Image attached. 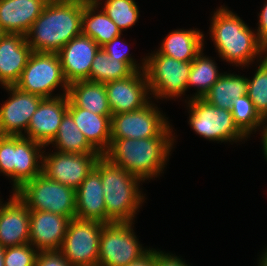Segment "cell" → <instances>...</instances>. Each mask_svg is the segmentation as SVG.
Masks as SVG:
<instances>
[{
  "instance_id": "9a60e30c",
  "label": "cell",
  "mask_w": 267,
  "mask_h": 266,
  "mask_svg": "<svg viewBox=\"0 0 267 266\" xmlns=\"http://www.w3.org/2000/svg\"><path fill=\"white\" fill-rule=\"evenodd\" d=\"M108 104L113 114L138 110L151 99L149 85L144 70L131 76L105 83Z\"/></svg>"
},
{
  "instance_id": "1f68e13d",
  "label": "cell",
  "mask_w": 267,
  "mask_h": 266,
  "mask_svg": "<svg viewBox=\"0 0 267 266\" xmlns=\"http://www.w3.org/2000/svg\"><path fill=\"white\" fill-rule=\"evenodd\" d=\"M231 113L237 127L247 136L256 132L263 118L256 111L254 103L247 94L232 101Z\"/></svg>"
},
{
  "instance_id": "f35d334b",
  "label": "cell",
  "mask_w": 267,
  "mask_h": 266,
  "mask_svg": "<svg viewBox=\"0 0 267 266\" xmlns=\"http://www.w3.org/2000/svg\"><path fill=\"white\" fill-rule=\"evenodd\" d=\"M125 266H155V249L151 248L144 256L137 261Z\"/></svg>"
},
{
  "instance_id": "8fae6325",
  "label": "cell",
  "mask_w": 267,
  "mask_h": 266,
  "mask_svg": "<svg viewBox=\"0 0 267 266\" xmlns=\"http://www.w3.org/2000/svg\"><path fill=\"white\" fill-rule=\"evenodd\" d=\"M133 224L112 222L103 225L98 266H125L150 250L141 246L132 228Z\"/></svg>"
},
{
  "instance_id": "603a6c76",
  "label": "cell",
  "mask_w": 267,
  "mask_h": 266,
  "mask_svg": "<svg viewBox=\"0 0 267 266\" xmlns=\"http://www.w3.org/2000/svg\"><path fill=\"white\" fill-rule=\"evenodd\" d=\"M68 113L75 124L84 134L88 143L103 155L111 142V116L98 115L93 112L74 106L68 100Z\"/></svg>"
},
{
  "instance_id": "8d00e7d4",
  "label": "cell",
  "mask_w": 267,
  "mask_h": 266,
  "mask_svg": "<svg viewBox=\"0 0 267 266\" xmlns=\"http://www.w3.org/2000/svg\"><path fill=\"white\" fill-rule=\"evenodd\" d=\"M155 266H190L179 256L155 249Z\"/></svg>"
},
{
  "instance_id": "4fadbf2b",
  "label": "cell",
  "mask_w": 267,
  "mask_h": 266,
  "mask_svg": "<svg viewBox=\"0 0 267 266\" xmlns=\"http://www.w3.org/2000/svg\"><path fill=\"white\" fill-rule=\"evenodd\" d=\"M42 156V174L76 190L95 168L101 154H74L53 152Z\"/></svg>"
},
{
  "instance_id": "7c38bea8",
  "label": "cell",
  "mask_w": 267,
  "mask_h": 266,
  "mask_svg": "<svg viewBox=\"0 0 267 266\" xmlns=\"http://www.w3.org/2000/svg\"><path fill=\"white\" fill-rule=\"evenodd\" d=\"M103 223L73 218L59 251L72 266H98Z\"/></svg>"
},
{
  "instance_id": "d6a6232c",
  "label": "cell",
  "mask_w": 267,
  "mask_h": 266,
  "mask_svg": "<svg viewBox=\"0 0 267 266\" xmlns=\"http://www.w3.org/2000/svg\"><path fill=\"white\" fill-rule=\"evenodd\" d=\"M259 63L253 78H248L247 95L259 115L267 118V56Z\"/></svg>"
},
{
  "instance_id": "ee69618b",
  "label": "cell",
  "mask_w": 267,
  "mask_h": 266,
  "mask_svg": "<svg viewBox=\"0 0 267 266\" xmlns=\"http://www.w3.org/2000/svg\"><path fill=\"white\" fill-rule=\"evenodd\" d=\"M7 33L0 27V41L5 37Z\"/></svg>"
},
{
  "instance_id": "f1b7e54d",
  "label": "cell",
  "mask_w": 267,
  "mask_h": 266,
  "mask_svg": "<svg viewBox=\"0 0 267 266\" xmlns=\"http://www.w3.org/2000/svg\"><path fill=\"white\" fill-rule=\"evenodd\" d=\"M215 61L204 56L203 50L191 62L187 89L191 86L197 87V92L190 98H203L212 85L223 75L218 71Z\"/></svg>"
},
{
  "instance_id": "2e32d148",
  "label": "cell",
  "mask_w": 267,
  "mask_h": 266,
  "mask_svg": "<svg viewBox=\"0 0 267 266\" xmlns=\"http://www.w3.org/2000/svg\"><path fill=\"white\" fill-rule=\"evenodd\" d=\"M56 97L43 98L32 115L25 138L50 145L58 133L64 115L68 112L67 94H56Z\"/></svg>"
},
{
  "instance_id": "836d02e7",
  "label": "cell",
  "mask_w": 267,
  "mask_h": 266,
  "mask_svg": "<svg viewBox=\"0 0 267 266\" xmlns=\"http://www.w3.org/2000/svg\"><path fill=\"white\" fill-rule=\"evenodd\" d=\"M30 243L4 248V266H34L38 253Z\"/></svg>"
},
{
  "instance_id": "74e56055",
  "label": "cell",
  "mask_w": 267,
  "mask_h": 266,
  "mask_svg": "<svg viewBox=\"0 0 267 266\" xmlns=\"http://www.w3.org/2000/svg\"><path fill=\"white\" fill-rule=\"evenodd\" d=\"M259 15L258 28H257V37L258 40L266 47L267 49V1L264 3L262 11Z\"/></svg>"
},
{
  "instance_id": "d6986e66",
  "label": "cell",
  "mask_w": 267,
  "mask_h": 266,
  "mask_svg": "<svg viewBox=\"0 0 267 266\" xmlns=\"http://www.w3.org/2000/svg\"><path fill=\"white\" fill-rule=\"evenodd\" d=\"M30 210L15 193L9 201H0V246L29 243Z\"/></svg>"
},
{
  "instance_id": "277c9868",
  "label": "cell",
  "mask_w": 267,
  "mask_h": 266,
  "mask_svg": "<svg viewBox=\"0 0 267 266\" xmlns=\"http://www.w3.org/2000/svg\"><path fill=\"white\" fill-rule=\"evenodd\" d=\"M95 169L101 177L107 223H134V217L145 200L139 189L142 180L103 155Z\"/></svg>"
},
{
  "instance_id": "9c48e42d",
  "label": "cell",
  "mask_w": 267,
  "mask_h": 266,
  "mask_svg": "<svg viewBox=\"0 0 267 266\" xmlns=\"http://www.w3.org/2000/svg\"><path fill=\"white\" fill-rule=\"evenodd\" d=\"M14 86L24 92L52 98L56 97L52 94L59 86H62L64 94H67L69 84L64 77L57 53L32 52Z\"/></svg>"
},
{
  "instance_id": "44dd1931",
  "label": "cell",
  "mask_w": 267,
  "mask_h": 266,
  "mask_svg": "<svg viewBox=\"0 0 267 266\" xmlns=\"http://www.w3.org/2000/svg\"><path fill=\"white\" fill-rule=\"evenodd\" d=\"M46 4L45 0H0V27L7 34L26 36Z\"/></svg>"
},
{
  "instance_id": "52a82bcc",
  "label": "cell",
  "mask_w": 267,
  "mask_h": 266,
  "mask_svg": "<svg viewBox=\"0 0 267 266\" xmlns=\"http://www.w3.org/2000/svg\"><path fill=\"white\" fill-rule=\"evenodd\" d=\"M189 125L209 141L242 142L246 135L237 127L230 110L216 107L203 98H189Z\"/></svg>"
},
{
  "instance_id": "6da1fadb",
  "label": "cell",
  "mask_w": 267,
  "mask_h": 266,
  "mask_svg": "<svg viewBox=\"0 0 267 266\" xmlns=\"http://www.w3.org/2000/svg\"><path fill=\"white\" fill-rule=\"evenodd\" d=\"M209 33L221 59L230 64L246 67L267 56L266 47L258 40L256 31L227 7H219L211 18ZM264 55V56H263ZM260 59H259V58Z\"/></svg>"
},
{
  "instance_id": "83f0119b",
  "label": "cell",
  "mask_w": 267,
  "mask_h": 266,
  "mask_svg": "<svg viewBox=\"0 0 267 266\" xmlns=\"http://www.w3.org/2000/svg\"><path fill=\"white\" fill-rule=\"evenodd\" d=\"M50 144L56 146L55 151L61 153L100 154L88 143L68 112L64 115L58 133Z\"/></svg>"
},
{
  "instance_id": "7a4b0ae2",
  "label": "cell",
  "mask_w": 267,
  "mask_h": 266,
  "mask_svg": "<svg viewBox=\"0 0 267 266\" xmlns=\"http://www.w3.org/2000/svg\"><path fill=\"white\" fill-rule=\"evenodd\" d=\"M84 1L47 3L26 35L32 52L57 53L82 33Z\"/></svg>"
},
{
  "instance_id": "5bb4252c",
  "label": "cell",
  "mask_w": 267,
  "mask_h": 266,
  "mask_svg": "<svg viewBox=\"0 0 267 266\" xmlns=\"http://www.w3.org/2000/svg\"><path fill=\"white\" fill-rule=\"evenodd\" d=\"M2 88L10 97L0 107V135L25 136L29 121L43 97L24 92L14 85Z\"/></svg>"
},
{
  "instance_id": "b9f144b4",
  "label": "cell",
  "mask_w": 267,
  "mask_h": 266,
  "mask_svg": "<svg viewBox=\"0 0 267 266\" xmlns=\"http://www.w3.org/2000/svg\"><path fill=\"white\" fill-rule=\"evenodd\" d=\"M46 3H72L78 0H45Z\"/></svg>"
},
{
  "instance_id": "4316f807",
  "label": "cell",
  "mask_w": 267,
  "mask_h": 266,
  "mask_svg": "<svg viewBox=\"0 0 267 266\" xmlns=\"http://www.w3.org/2000/svg\"><path fill=\"white\" fill-rule=\"evenodd\" d=\"M248 78L237 74L223 73L203 97L210 104L231 110L232 101L247 94Z\"/></svg>"
},
{
  "instance_id": "e0dca14e",
  "label": "cell",
  "mask_w": 267,
  "mask_h": 266,
  "mask_svg": "<svg viewBox=\"0 0 267 266\" xmlns=\"http://www.w3.org/2000/svg\"><path fill=\"white\" fill-rule=\"evenodd\" d=\"M100 48L94 40L81 33L57 52L68 84L75 81H90L92 62Z\"/></svg>"
},
{
  "instance_id": "d590c367",
  "label": "cell",
  "mask_w": 267,
  "mask_h": 266,
  "mask_svg": "<svg viewBox=\"0 0 267 266\" xmlns=\"http://www.w3.org/2000/svg\"><path fill=\"white\" fill-rule=\"evenodd\" d=\"M34 266H72V265L58 250V251H39L36 255Z\"/></svg>"
},
{
  "instance_id": "ba28073f",
  "label": "cell",
  "mask_w": 267,
  "mask_h": 266,
  "mask_svg": "<svg viewBox=\"0 0 267 266\" xmlns=\"http://www.w3.org/2000/svg\"><path fill=\"white\" fill-rule=\"evenodd\" d=\"M144 59V72L154 99H174L185 94L191 62L179 61L158 51Z\"/></svg>"
},
{
  "instance_id": "484cf974",
  "label": "cell",
  "mask_w": 267,
  "mask_h": 266,
  "mask_svg": "<svg viewBox=\"0 0 267 266\" xmlns=\"http://www.w3.org/2000/svg\"><path fill=\"white\" fill-rule=\"evenodd\" d=\"M97 7L100 8L96 2L84 1L82 34L90 37L102 47L113 38L121 36L122 33L104 10L98 11Z\"/></svg>"
},
{
  "instance_id": "7402d4cb",
  "label": "cell",
  "mask_w": 267,
  "mask_h": 266,
  "mask_svg": "<svg viewBox=\"0 0 267 266\" xmlns=\"http://www.w3.org/2000/svg\"><path fill=\"white\" fill-rule=\"evenodd\" d=\"M76 218L107 223L100 173L94 168L75 190Z\"/></svg>"
},
{
  "instance_id": "8992f818",
  "label": "cell",
  "mask_w": 267,
  "mask_h": 266,
  "mask_svg": "<svg viewBox=\"0 0 267 266\" xmlns=\"http://www.w3.org/2000/svg\"><path fill=\"white\" fill-rule=\"evenodd\" d=\"M14 193L29 210L48 211L70 219L76 217L75 190L43 174L27 181Z\"/></svg>"
},
{
  "instance_id": "f546056e",
  "label": "cell",
  "mask_w": 267,
  "mask_h": 266,
  "mask_svg": "<svg viewBox=\"0 0 267 266\" xmlns=\"http://www.w3.org/2000/svg\"><path fill=\"white\" fill-rule=\"evenodd\" d=\"M136 70L128 63L117 59H110L108 54L100 48L95 54L90 69V81L108 83L131 76Z\"/></svg>"
},
{
  "instance_id": "d4e9b609",
  "label": "cell",
  "mask_w": 267,
  "mask_h": 266,
  "mask_svg": "<svg viewBox=\"0 0 267 266\" xmlns=\"http://www.w3.org/2000/svg\"><path fill=\"white\" fill-rule=\"evenodd\" d=\"M67 96L76 107L98 115H112L108 104L106 87L103 83L89 80L75 81L69 84Z\"/></svg>"
},
{
  "instance_id": "ac0fdd59",
  "label": "cell",
  "mask_w": 267,
  "mask_h": 266,
  "mask_svg": "<svg viewBox=\"0 0 267 266\" xmlns=\"http://www.w3.org/2000/svg\"><path fill=\"white\" fill-rule=\"evenodd\" d=\"M71 219L48 211L30 210L29 243L39 251H58Z\"/></svg>"
},
{
  "instance_id": "5b68a950",
  "label": "cell",
  "mask_w": 267,
  "mask_h": 266,
  "mask_svg": "<svg viewBox=\"0 0 267 266\" xmlns=\"http://www.w3.org/2000/svg\"><path fill=\"white\" fill-rule=\"evenodd\" d=\"M43 148L41 143L23 136L0 135V173L12 180L13 193L42 174Z\"/></svg>"
},
{
  "instance_id": "7bdbcfd3",
  "label": "cell",
  "mask_w": 267,
  "mask_h": 266,
  "mask_svg": "<svg viewBox=\"0 0 267 266\" xmlns=\"http://www.w3.org/2000/svg\"><path fill=\"white\" fill-rule=\"evenodd\" d=\"M0 266H4V247L0 246Z\"/></svg>"
},
{
  "instance_id": "e575fe53",
  "label": "cell",
  "mask_w": 267,
  "mask_h": 266,
  "mask_svg": "<svg viewBox=\"0 0 267 266\" xmlns=\"http://www.w3.org/2000/svg\"><path fill=\"white\" fill-rule=\"evenodd\" d=\"M118 36L113 38L110 42L103 45L101 48L108 54L110 59H117L119 61L128 62L136 71L144 70L145 68V59H142V66L139 63L137 64L136 60L129 53V49L119 48L118 44L121 46L127 44ZM124 46V45H123ZM126 46V45H125ZM127 47V46H126Z\"/></svg>"
},
{
  "instance_id": "30bf717a",
  "label": "cell",
  "mask_w": 267,
  "mask_h": 266,
  "mask_svg": "<svg viewBox=\"0 0 267 266\" xmlns=\"http://www.w3.org/2000/svg\"><path fill=\"white\" fill-rule=\"evenodd\" d=\"M150 101L146 106L131 112L111 116V139H142L174 137L168 117Z\"/></svg>"
},
{
  "instance_id": "4dcf8cb0",
  "label": "cell",
  "mask_w": 267,
  "mask_h": 266,
  "mask_svg": "<svg viewBox=\"0 0 267 266\" xmlns=\"http://www.w3.org/2000/svg\"><path fill=\"white\" fill-rule=\"evenodd\" d=\"M102 5L101 0L95 1ZM108 17L117 25L121 31L126 30L138 21L139 6L135 0H106L104 7L101 6Z\"/></svg>"
},
{
  "instance_id": "ffe728a7",
  "label": "cell",
  "mask_w": 267,
  "mask_h": 266,
  "mask_svg": "<svg viewBox=\"0 0 267 266\" xmlns=\"http://www.w3.org/2000/svg\"><path fill=\"white\" fill-rule=\"evenodd\" d=\"M32 53L26 36L6 34L0 41V84L15 85Z\"/></svg>"
},
{
  "instance_id": "60d3db41",
  "label": "cell",
  "mask_w": 267,
  "mask_h": 266,
  "mask_svg": "<svg viewBox=\"0 0 267 266\" xmlns=\"http://www.w3.org/2000/svg\"><path fill=\"white\" fill-rule=\"evenodd\" d=\"M262 252L261 258L259 259L258 266H267V248Z\"/></svg>"
},
{
  "instance_id": "cb8c5ba5",
  "label": "cell",
  "mask_w": 267,
  "mask_h": 266,
  "mask_svg": "<svg viewBox=\"0 0 267 266\" xmlns=\"http://www.w3.org/2000/svg\"><path fill=\"white\" fill-rule=\"evenodd\" d=\"M204 34L196 29H176L169 32L159 50L160 54L183 62H192L204 49Z\"/></svg>"
},
{
  "instance_id": "ab89813d",
  "label": "cell",
  "mask_w": 267,
  "mask_h": 266,
  "mask_svg": "<svg viewBox=\"0 0 267 266\" xmlns=\"http://www.w3.org/2000/svg\"><path fill=\"white\" fill-rule=\"evenodd\" d=\"M264 125V126H263ZM260 127L261 128H259V130L260 129H262V130H260L261 131V140H262V146H263V153H264V157L266 158V161H267V118H263V121H262V123H261V125H260ZM263 127V128H262Z\"/></svg>"
},
{
  "instance_id": "3957f363",
  "label": "cell",
  "mask_w": 267,
  "mask_h": 266,
  "mask_svg": "<svg viewBox=\"0 0 267 266\" xmlns=\"http://www.w3.org/2000/svg\"><path fill=\"white\" fill-rule=\"evenodd\" d=\"M175 137L111 139L103 154L110 162L137 176L142 182L159 177L173 149Z\"/></svg>"
},
{
  "instance_id": "f6af8a7d",
  "label": "cell",
  "mask_w": 267,
  "mask_h": 266,
  "mask_svg": "<svg viewBox=\"0 0 267 266\" xmlns=\"http://www.w3.org/2000/svg\"><path fill=\"white\" fill-rule=\"evenodd\" d=\"M83 1H86V2H95L96 0H83Z\"/></svg>"
}]
</instances>
